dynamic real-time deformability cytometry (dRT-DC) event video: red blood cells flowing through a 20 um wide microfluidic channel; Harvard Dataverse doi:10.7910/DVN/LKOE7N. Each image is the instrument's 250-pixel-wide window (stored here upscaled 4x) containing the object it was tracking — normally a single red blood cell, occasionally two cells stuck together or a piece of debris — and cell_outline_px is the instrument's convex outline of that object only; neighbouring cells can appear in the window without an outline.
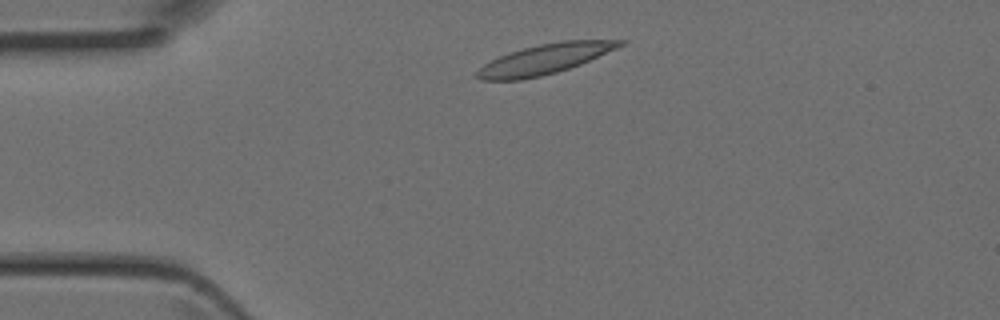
{"species": "Egyptian fruit bat (a non-hibernating species)", "species_latin": "Rousettus aegyptiacus", "temperature_condition": "room temperature", "stored_images_in_passage": 2, "camera_frame_rate_fps": 3000, "um_per_image_px": 0.085, "animal": {"sex": "female"}, "frame": {"image": 1, "passage_image": 1, "time_ms": 0.0, "image_size_px": [1000, 320], "cell_outline_px": [[628, 40], [624, 44], [616, 48], [580, 64], [556, 72], [540, 76], [520, 80], [480, 80], [472, 76], [484, 64], [508, 52], [540, 44], [560, 40]], "centroid_in_image_um": [46.25, 5.02], "position_along_channel_um": 38.7, "area_um2": 24.74}}